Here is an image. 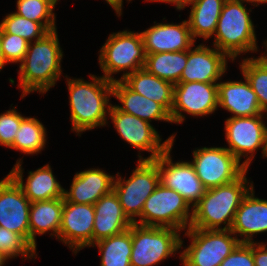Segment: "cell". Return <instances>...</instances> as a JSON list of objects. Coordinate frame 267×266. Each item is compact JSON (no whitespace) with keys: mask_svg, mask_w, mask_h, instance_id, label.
<instances>
[{"mask_svg":"<svg viewBox=\"0 0 267 266\" xmlns=\"http://www.w3.org/2000/svg\"><path fill=\"white\" fill-rule=\"evenodd\" d=\"M65 77L70 95L71 131L81 136V132L106 126V116L112 105L109 100L113 96V82L92 74L89 76L91 82Z\"/></svg>","mask_w":267,"mask_h":266,"instance_id":"1","label":"cell"},{"mask_svg":"<svg viewBox=\"0 0 267 266\" xmlns=\"http://www.w3.org/2000/svg\"><path fill=\"white\" fill-rule=\"evenodd\" d=\"M62 57L57 29L34 43H29L18 71V87L22 89L21 98L34 91L43 95L55 86L62 74Z\"/></svg>","mask_w":267,"mask_h":266,"instance_id":"2","label":"cell"},{"mask_svg":"<svg viewBox=\"0 0 267 266\" xmlns=\"http://www.w3.org/2000/svg\"><path fill=\"white\" fill-rule=\"evenodd\" d=\"M247 172L248 169L231 183L207 189L200 201L192 208L190 227L230 230L243 197L254 186L252 181L248 182Z\"/></svg>","mask_w":267,"mask_h":266,"instance_id":"3","label":"cell"},{"mask_svg":"<svg viewBox=\"0 0 267 266\" xmlns=\"http://www.w3.org/2000/svg\"><path fill=\"white\" fill-rule=\"evenodd\" d=\"M255 26L244 3L226 0L214 33L213 46L232 62L242 53L257 52Z\"/></svg>","mask_w":267,"mask_h":266,"instance_id":"4","label":"cell"},{"mask_svg":"<svg viewBox=\"0 0 267 266\" xmlns=\"http://www.w3.org/2000/svg\"><path fill=\"white\" fill-rule=\"evenodd\" d=\"M99 52L102 77L112 82L117 80L113 74L123 71V75L118 79L122 80L136 70L142 69L145 64L143 39L138 32L124 30L110 34Z\"/></svg>","mask_w":267,"mask_h":266,"instance_id":"5","label":"cell"},{"mask_svg":"<svg viewBox=\"0 0 267 266\" xmlns=\"http://www.w3.org/2000/svg\"><path fill=\"white\" fill-rule=\"evenodd\" d=\"M131 266L160 264L182 248L180 230L170 227L131 225ZM177 251V252H176Z\"/></svg>","mask_w":267,"mask_h":266,"instance_id":"6","label":"cell"},{"mask_svg":"<svg viewBox=\"0 0 267 266\" xmlns=\"http://www.w3.org/2000/svg\"><path fill=\"white\" fill-rule=\"evenodd\" d=\"M126 180L117 173L113 190L117 194L124 214L135 224L141 225V212L147 198L160 184L157 164L153 160H139ZM139 221L137 220V218Z\"/></svg>","mask_w":267,"mask_h":266,"instance_id":"7","label":"cell"},{"mask_svg":"<svg viewBox=\"0 0 267 266\" xmlns=\"http://www.w3.org/2000/svg\"><path fill=\"white\" fill-rule=\"evenodd\" d=\"M191 244L180 253L183 266H220L237 247L240 238L231 230L187 228Z\"/></svg>","mask_w":267,"mask_h":266,"instance_id":"8","label":"cell"},{"mask_svg":"<svg viewBox=\"0 0 267 266\" xmlns=\"http://www.w3.org/2000/svg\"><path fill=\"white\" fill-rule=\"evenodd\" d=\"M191 208L178 192L160 183L144 203L141 226L186 230L190 227L192 220L193 210Z\"/></svg>","mask_w":267,"mask_h":266,"instance_id":"9","label":"cell"},{"mask_svg":"<svg viewBox=\"0 0 267 266\" xmlns=\"http://www.w3.org/2000/svg\"><path fill=\"white\" fill-rule=\"evenodd\" d=\"M267 114L249 117H230L225 121L227 148L242 164L249 169L254 153L261 148L262 156L267 153V126L264 118ZM267 118V117H266ZM250 154V155H249ZM249 155V156H248Z\"/></svg>","mask_w":267,"mask_h":266,"instance_id":"10","label":"cell"},{"mask_svg":"<svg viewBox=\"0 0 267 266\" xmlns=\"http://www.w3.org/2000/svg\"><path fill=\"white\" fill-rule=\"evenodd\" d=\"M109 115L116 131L124 141L139 149V152L148 151L149 154L151 152L147 158L139 153V160H154L174 144L175 133L162 142V138L151 123L120 111L114 104L110 107Z\"/></svg>","mask_w":267,"mask_h":266,"instance_id":"11","label":"cell"},{"mask_svg":"<svg viewBox=\"0 0 267 266\" xmlns=\"http://www.w3.org/2000/svg\"><path fill=\"white\" fill-rule=\"evenodd\" d=\"M191 163L200 181L207 189L231 183L247 170L225 147L195 149Z\"/></svg>","mask_w":267,"mask_h":266,"instance_id":"12","label":"cell"},{"mask_svg":"<svg viewBox=\"0 0 267 266\" xmlns=\"http://www.w3.org/2000/svg\"><path fill=\"white\" fill-rule=\"evenodd\" d=\"M218 108L217 83L179 82L174 85L173 107L170 112L173 123L181 124L185 116L203 117Z\"/></svg>","mask_w":267,"mask_h":266,"instance_id":"13","label":"cell"},{"mask_svg":"<svg viewBox=\"0 0 267 266\" xmlns=\"http://www.w3.org/2000/svg\"><path fill=\"white\" fill-rule=\"evenodd\" d=\"M169 146L153 161L157 164L160 183L169 189L178 192L193 208L203 197L207 188L202 184L191 162L172 161Z\"/></svg>","mask_w":267,"mask_h":266,"instance_id":"14","label":"cell"},{"mask_svg":"<svg viewBox=\"0 0 267 266\" xmlns=\"http://www.w3.org/2000/svg\"><path fill=\"white\" fill-rule=\"evenodd\" d=\"M30 205L22 188L9 174L0 180V227L16 232L29 244Z\"/></svg>","mask_w":267,"mask_h":266,"instance_id":"15","label":"cell"},{"mask_svg":"<svg viewBox=\"0 0 267 266\" xmlns=\"http://www.w3.org/2000/svg\"><path fill=\"white\" fill-rule=\"evenodd\" d=\"M94 216L93 204L72 203L64 199L58 240L72 249L75 255L92 245Z\"/></svg>","mask_w":267,"mask_h":266,"instance_id":"16","label":"cell"},{"mask_svg":"<svg viewBox=\"0 0 267 266\" xmlns=\"http://www.w3.org/2000/svg\"><path fill=\"white\" fill-rule=\"evenodd\" d=\"M187 50V63L179 82L218 83L227 71L228 59L225 53L217 48L202 44Z\"/></svg>","mask_w":267,"mask_h":266,"instance_id":"17","label":"cell"},{"mask_svg":"<svg viewBox=\"0 0 267 266\" xmlns=\"http://www.w3.org/2000/svg\"><path fill=\"white\" fill-rule=\"evenodd\" d=\"M154 23L140 32L146 54L186 51L195 45L187 20L180 24Z\"/></svg>","mask_w":267,"mask_h":266,"instance_id":"18","label":"cell"},{"mask_svg":"<svg viewBox=\"0 0 267 266\" xmlns=\"http://www.w3.org/2000/svg\"><path fill=\"white\" fill-rule=\"evenodd\" d=\"M254 186L243 197L238 207L231 231L240 243H253V236L267 232V200L255 197ZM238 234V235H237Z\"/></svg>","mask_w":267,"mask_h":266,"instance_id":"19","label":"cell"},{"mask_svg":"<svg viewBox=\"0 0 267 266\" xmlns=\"http://www.w3.org/2000/svg\"><path fill=\"white\" fill-rule=\"evenodd\" d=\"M22 159H18L9 175L22 188L24 195L31 203L56 198H64V188L53 175L49 164L29 171L26 183L23 180Z\"/></svg>","mask_w":267,"mask_h":266,"instance_id":"20","label":"cell"},{"mask_svg":"<svg viewBox=\"0 0 267 266\" xmlns=\"http://www.w3.org/2000/svg\"><path fill=\"white\" fill-rule=\"evenodd\" d=\"M114 176L99 168L77 172L70 190L64 189V199L78 204H95L113 190Z\"/></svg>","mask_w":267,"mask_h":266,"instance_id":"21","label":"cell"},{"mask_svg":"<svg viewBox=\"0 0 267 266\" xmlns=\"http://www.w3.org/2000/svg\"><path fill=\"white\" fill-rule=\"evenodd\" d=\"M95 216L92 234V244L118 235L133 224L124 214L117 194L112 190L102 196L95 204Z\"/></svg>","mask_w":267,"mask_h":266,"instance_id":"22","label":"cell"},{"mask_svg":"<svg viewBox=\"0 0 267 266\" xmlns=\"http://www.w3.org/2000/svg\"><path fill=\"white\" fill-rule=\"evenodd\" d=\"M226 81L218 82V107H222L231 114V117H249L261 115L257 95L251 88L249 82Z\"/></svg>","mask_w":267,"mask_h":266,"instance_id":"23","label":"cell"},{"mask_svg":"<svg viewBox=\"0 0 267 266\" xmlns=\"http://www.w3.org/2000/svg\"><path fill=\"white\" fill-rule=\"evenodd\" d=\"M113 97L121 103L122 106L115 105L120 111L149 123L152 120L173 123L170 112L162 104L132 91L122 80L113 82Z\"/></svg>","mask_w":267,"mask_h":266,"instance_id":"24","label":"cell"},{"mask_svg":"<svg viewBox=\"0 0 267 266\" xmlns=\"http://www.w3.org/2000/svg\"><path fill=\"white\" fill-rule=\"evenodd\" d=\"M64 198L33 202L30 205L29 231L30 245L36 250V234L43 235L48 231L58 239L61 226Z\"/></svg>","mask_w":267,"mask_h":266,"instance_id":"25","label":"cell"},{"mask_svg":"<svg viewBox=\"0 0 267 266\" xmlns=\"http://www.w3.org/2000/svg\"><path fill=\"white\" fill-rule=\"evenodd\" d=\"M122 81L142 96L162 104L169 112L173 107L174 85L148 73L144 68L127 75Z\"/></svg>","mask_w":267,"mask_h":266,"instance_id":"26","label":"cell"},{"mask_svg":"<svg viewBox=\"0 0 267 266\" xmlns=\"http://www.w3.org/2000/svg\"><path fill=\"white\" fill-rule=\"evenodd\" d=\"M226 0H198L191 5L188 24L194 40H208L216 31L218 19Z\"/></svg>","mask_w":267,"mask_h":266,"instance_id":"27","label":"cell"},{"mask_svg":"<svg viewBox=\"0 0 267 266\" xmlns=\"http://www.w3.org/2000/svg\"><path fill=\"white\" fill-rule=\"evenodd\" d=\"M187 63V50L179 52H161L146 54L144 69L158 78L179 83L183 69Z\"/></svg>","mask_w":267,"mask_h":266,"instance_id":"28","label":"cell"},{"mask_svg":"<svg viewBox=\"0 0 267 266\" xmlns=\"http://www.w3.org/2000/svg\"><path fill=\"white\" fill-rule=\"evenodd\" d=\"M91 246H97L99 249V253L101 254L100 266H131V226L128 230L118 235L101 239Z\"/></svg>","mask_w":267,"mask_h":266,"instance_id":"29","label":"cell"},{"mask_svg":"<svg viewBox=\"0 0 267 266\" xmlns=\"http://www.w3.org/2000/svg\"><path fill=\"white\" fill-rule=\"evenodd\" d=\"M46 135V128L36 117H25L10 149L29 155L40 153L46 145Z\"/></svg>","mask_w":267,"mask_h":266,"instance_id":"30","label":"cell"},{"mask_svg":"<svg viewBox=\"0 0 267 266\" xmlns=\"http://www.w3.org/2000/svg\"><path fill=\"white\" fill-rule=\"evenodd\" d=\"M239 65L257 95L262 113H267V65L259 57L244 58Z\"/></svg>","mask_w":267,"mask_h":266,"instance_id":"31","label":"cell"},{"mask_svg":"<svg viewBox=\"0 0 267 266\" xmlns=\"http://www.w3.org/2000/svg\"><path fill=\"white\" fill-rule=\"evenodd\" d=\"M19 16L41 23L49 32L56 30V16L53 12L57 2L55 0H17Z\"/></svg>","mask_w":267,"mask_h":266,"instance_id":"32","label":"cell"},{"mask_svg":"<svg viewBox=\"0 0 267 266\" xmlns=\"http://www.w3.org/2000/svg\"><path fill=\"white\" fill-rule=\"evenodd\" d=\"M0 29L5 33L19 35L29 43L39 40L49 33L41 23L31 21L16 13L7 14L0 23Z\"/></svg>","mask_w":267,"mask_h":266,"instance_id":"33","label":"cell"},{"mask_svg":"<svg viewBox=\"0 0 267 266\" xmlns=\"http://www.w3.org/2000/svg\"><path fill=\"white\" fill-rule=\"evenodd\" d=\"M0 253L7 259L21 254L22 258H36V250L16 232L0 227Z\"/></svg>","mask_w":267,"mask_h":266,"instance_id":"34","label":"cell"},{"mask_svg":"<svg viewBox=\"0 0 267 266\" xmlns=\"http://www.w3.org/2000/svg\"><path fill=\"white\" fill-rule=\"evenodd\" d=\"M3 55L6 63H21L28 50L29 42L19 35L5 33L0 29Z\"/></svg>","mask_w":267,"mask_h":266,"instance_id":"35","label":"cell"},{"mask_svg":"<svg viewBox=\"0 0 267 266\" xmlns=\"http://www.w3.org/2000/svg\"><path fill=\"white\" fill-rule=\"evenodd\" d=\"M15 108L0 114V145L8 148L13 145L16 132L25 118Z\"/></svg>","mask_w":267,"mask_h":266,"instance_id":"36","label":"cell"},{"mask_svg":"<svg viewBox=\"0 0 267 266\" xmlns=\"http://www.w3.org/2000/svg\"><path fill=\"white\" fill-rule=\"evenodd\" d=\"M220 266H255L253 243H239Z\"/></svg>","mask_w":267,"mask_h":266,"instance_id":"37","label":"cell"},{"mask_svg":"<svg viewBox=\"0 0 267 266\" xmlns=\"http://www.w3.org/2000/svg\"><path fill=\"white\" fill-rule=\"evenodd\" d=\"M253 257L255 266H267V244L253 242Z\"/></svg>","mask_w":267,"mask_h":266,"instance_id":"38","label":"cell"},{"mask_svg":"<svg viewBox=\"0 0 267 266\" xmlns=\"http://www.w3.org/2000/svg\"><path fill=\"white\" fill-rule=\"evenodd\" d=\"M151 2H163V3H171L175 4L177 10H182L185 8V6L193 5L198 0H146Z\"/></svg>","mask_w":267,"mask_h":266,"instance_id":"39","label":"cell"},{"mask_svg":"<svg viewBox=\"0 0 267 266\" xmlns=\"http://www.w3.org/2000/svg\"><path fill=\"white\" fill-rule=\"evenodd\" d=\"M112 8L113 10H115L116 14H118L117 16H121L122 15V6H123V0H105ZM127 1H131V0H127Z\"/></svg>","mask_w":267,"mask_h":266,"instance_id":"40","label":"cell"},{"mask_svg":"<svg viewBox=\"0 0 267 266\" xmlns=\"http://www.w3.org/2000/svg\"><path fill=\"white\" fill-rule=\"evenodd\" d=\"M7 63L5 62V58L3 55V49H2V42H1V34H0V71L4 68V66Z\"/></svg>","mask_w":267,"mask_h":266,"instance_id":"41","label":"cell"},{"mask_svg":"<svg viewBox=\"0 0 267 266\" xmlns=\"http://www.w3.org/2000/svg\"><path fill=\"white\" fill-rule=\"evenodd\" d=\"M237 1H241L243 3H245V2L251 3V4L253 3L252 6H254V7H255V5L258 6L262 3L263 4L267 3V0H237Z\"/></svg>","mask_w":267,"mask_h":266,"instance_id":"42","label":"cell"},{"mask_svg":"<svg viewBox=\"0 0 267 266\" xmlns=\"http://www.w3.org/2000/svg\"><path fill=\"white\" fill-rule=\"evenodd\" d=\"M263 44L265 45L264 46V47H266L265 51L267 52V40H265ZM266 52H264L262 55H260L259 58L267 65V53Z\"/></svg>","mask_w":267,"mask_h":266,"instance_id":"43","label":"cell"},{"mask_svg":"<svg viewBox=\"0 0 267 266\" xmlns=\"http://www.w3.org/2000/svg\"><path fill=\"white\" fill-rule=\"evenodd\" d=\"M7 259L0 253V266H3Z\"/></svg>","mask_w":267,"mask_h":266,"instance_id":"44","label":"cell"}]
</instances>
